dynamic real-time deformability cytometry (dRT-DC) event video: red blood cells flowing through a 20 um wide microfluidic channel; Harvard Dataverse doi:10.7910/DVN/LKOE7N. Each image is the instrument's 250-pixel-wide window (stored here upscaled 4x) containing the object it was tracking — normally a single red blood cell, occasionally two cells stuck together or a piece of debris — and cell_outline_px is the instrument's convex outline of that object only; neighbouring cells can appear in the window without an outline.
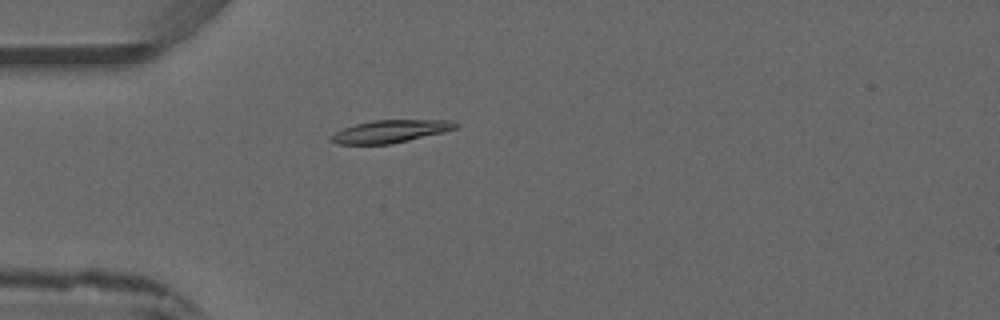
{"species": "common noctule bat (a hibernating species)", "species_latin": "Nyctalus noctula", "temperature_condition": "warm", "stored_images_in_passage": 4, "camera_frame_rate_fps": 3000, "um_per_image_px": 0.085, "animal": {"sex": "male", "forearm_length_mm": 52.5}, "frame": {"image": 1, "passage_image": 4, "time_ms": 3.333, "image_size_px": [1000, 320], "cell_outline_px": [[460, 124], [456, 128], [444, 132], [392, 144], [340, 144], [328, 140], [328, 136], [344, 128], [356, 124], [372, 120], [452, 120]], "centroid_in_image_um": [33.18, 11.16], "position_along_channel_um": 51.8, "area_um2": 16.47}}